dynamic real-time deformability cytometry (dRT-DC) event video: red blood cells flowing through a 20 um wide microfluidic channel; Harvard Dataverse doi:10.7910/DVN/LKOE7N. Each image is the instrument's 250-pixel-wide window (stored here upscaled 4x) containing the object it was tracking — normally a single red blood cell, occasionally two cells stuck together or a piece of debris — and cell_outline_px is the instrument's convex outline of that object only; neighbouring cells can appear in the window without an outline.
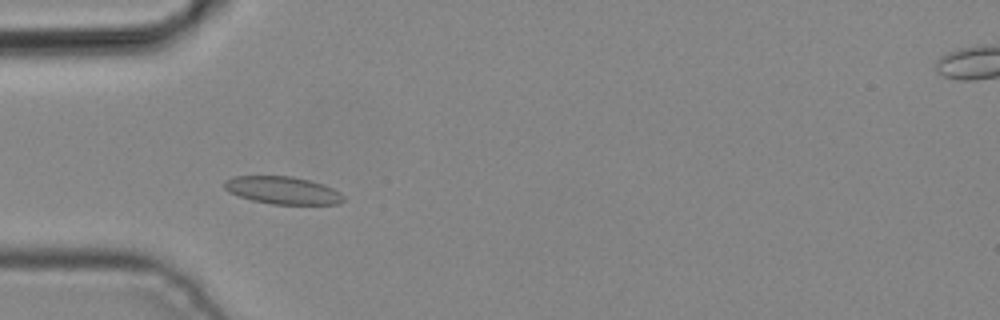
{"species": "common noctule bat (a hibernating species)", "species_latin": "Nyctalus noctula", "temperature_condition": "cold", "stored_images_in_passage": 4, "camera_frame_rate_fps": 3000, "um_per_image_px": 0.085, "animal": {"sex": "male", "body_mass_g": 19.2, "forearm_length_mm": 51.8}, "frame": {"image": 1, "passage_image": 3, "time_ms": 0.667, "image_size_px": [1000, 320], "cell_outline_px": [[344, 200], [336, 204], [272, 204], [252, 200], [228, 192], [224, 188], [224, 180], [232, 176], [292, 176], [308, 180], [332, 188], [340, 192], [344, 196]], "centroid_in_image_um": [23.98, 16.17], "position_along_channel_um": 61.0, "area_um2": 19.02}}
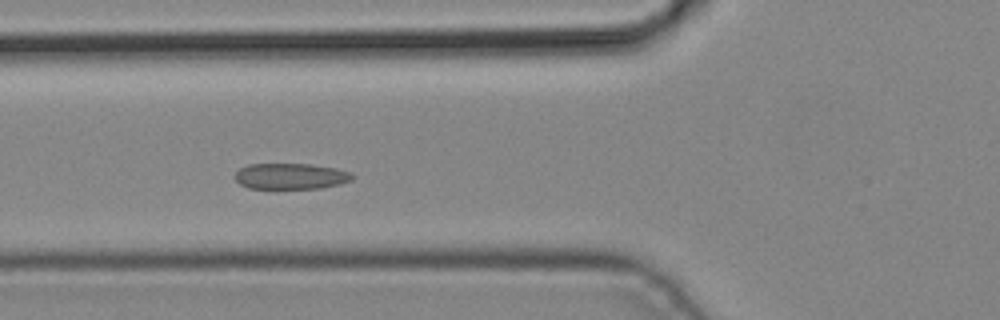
{"frame": {"image": 2, "passage_image": 4, "time_ms": 1.0, "image_size_px": [1000, 320], "cell_outline_px": [[352, 180], [340, 184], [320, 188], [276, 192], [248, 188], [240, 184], [236, 180], [236, 172], [240, 168], [248, 164], [308, 164], [336, 168], [352, 172]], "centroid_in_image_um": [24.68, 15.04], "position_along_channel_um": 101.1, "area_um2": 18.67}}